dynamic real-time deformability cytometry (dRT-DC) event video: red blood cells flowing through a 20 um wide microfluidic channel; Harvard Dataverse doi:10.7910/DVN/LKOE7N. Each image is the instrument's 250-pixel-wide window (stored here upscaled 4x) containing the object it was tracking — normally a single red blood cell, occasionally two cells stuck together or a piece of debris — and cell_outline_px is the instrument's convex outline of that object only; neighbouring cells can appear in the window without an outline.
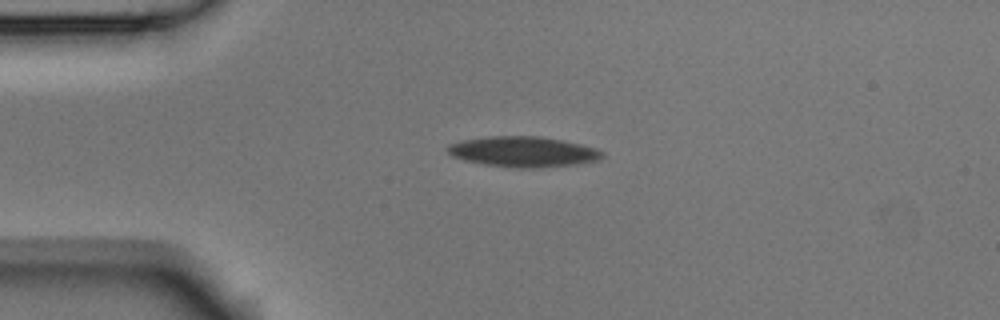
{"species": "Egyptian fruit bat (a non-hibernating species)", "species_latin": "Rousettus aegyptiacus", "temperature_condition": "room temperature", "stored_images_in_passage": 4, "camera_frame_rate_fps": 3000, "um_per_image_px": 0.085, "animal": {"sex": "male"}, "frame": {"image": 1, "passage_image": 3, "time_ms": 0.667, "image_size_px": [1000, 320], "cell_outline_px": [[604, 156], [596, 160], [576, 164], [536, 168], [516, 168], [484, 164], [464, 160], [452, 156], [444, 148], [448, 144], [464, 140], [488, 136], [536, 136], [560, 140], [580, 144], [596, 148], [604, 152]], "centroid_in_image_um": [44.44, 12.9], "position_along_channel_um": 40.6, "area_um2": 27.34}}
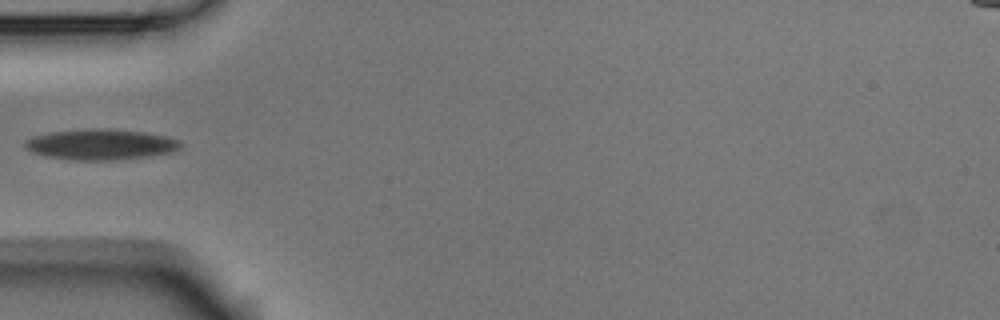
{"frame": {"image": 2, "passage_image": 4, "time_ms": 1.0, "image_size_px": [1000, 320], "cell_outline_px": [[184, 148], [180, 152], [116, 160], [72, 160], [48, 156], [32, 152], [24, 148], [24, 140], [32, 136], [48, 132], [88, 128], [108, 128], [144, 132], [164, 136], [180, 140], [184, 144]], "centroid_in_image_um": [8.62, 12.27], "position_along_channel_um": 76.4, "area_um2": 28.44}}